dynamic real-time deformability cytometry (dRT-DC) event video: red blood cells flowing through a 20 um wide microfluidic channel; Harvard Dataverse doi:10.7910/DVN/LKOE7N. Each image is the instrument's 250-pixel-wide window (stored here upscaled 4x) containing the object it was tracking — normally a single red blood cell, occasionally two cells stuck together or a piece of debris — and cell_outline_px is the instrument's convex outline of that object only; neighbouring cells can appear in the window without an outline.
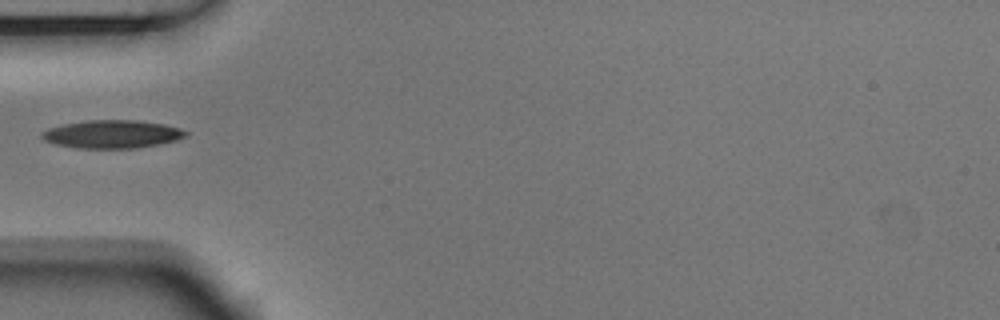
{"species": "Egyptian fruit bat (a non-hibernating species)", "species_latin": "Rousettus aegyptiacus", "temperature_condition": "room temperature", "stored_images_in_passage": 37, "camera_frame_rate_fps": 3000, "um_per_image_px": 0.085, "animal": {"sex": "male"}, "frame": {"image": 1, "passage_image": 1, "time_ms": 0.0, "image_size_px": [1000, 320], "cell_outline_px": [[188, 136], [176, 140], [160, 144], [136, 148], [80, 148], [56, 144], [44, 140], [40, 136], [40, 132], [48, 128], [64, 124], [88, 120], [136, 120], [164, 124], [180, 128], [188, 132]], "centroid_in_image_um": [9.54, 11.4], "position_along_channel_um": 75.5, "area_um2": 23.58}}
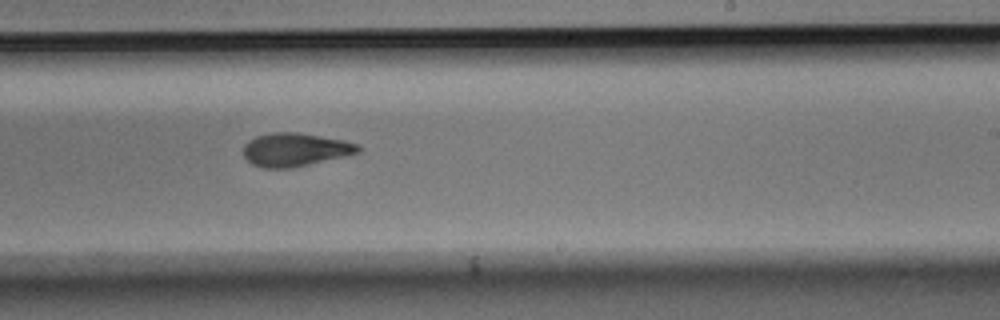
{"frame": {"image": 2, "passage_image": 16, "time_ms": 5.0, "image_size_px": [1000, 320], "cell_outline_px": [[360, 152], [344, 156], [292, 168], [264, 168], [252, 164], [244, 156], [244, 144], [248, 140], [256, 136], [272, 132], [296, 132], [344, 140], [360, 144]], "centroid_in_image_um": [25.08, 12.71], "position_along_channel_um": 263.9, "area_um2": 22.25}}
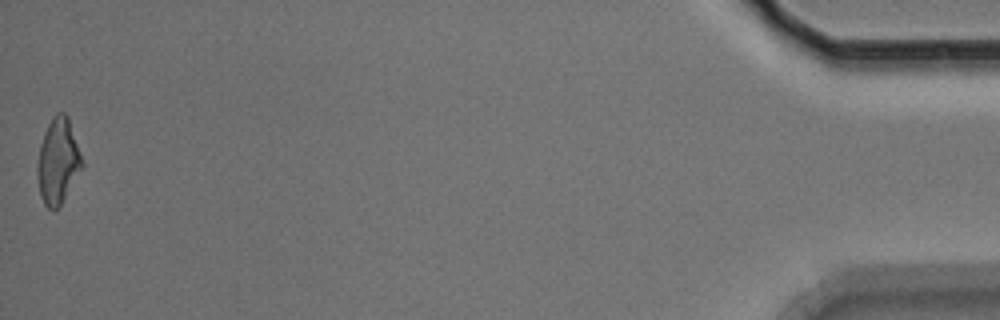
{"frame": {"image": 3, "passage_image": 37, "time_ms": 12.0, "image_size_px": [1000, 320], "cell_outline_px": [[84, 164], [60, 204], [52, 212], [44, 204], [40, 196], [36, 172], [36, 168], [40, 144], [44, 132], [52, 116], [56, 112], [64, 112], [68, 116]], "centroid_in_image_um": [4.9, 13.67], "position_along_channel_um": 430.3, "area_um2": 22.14}}